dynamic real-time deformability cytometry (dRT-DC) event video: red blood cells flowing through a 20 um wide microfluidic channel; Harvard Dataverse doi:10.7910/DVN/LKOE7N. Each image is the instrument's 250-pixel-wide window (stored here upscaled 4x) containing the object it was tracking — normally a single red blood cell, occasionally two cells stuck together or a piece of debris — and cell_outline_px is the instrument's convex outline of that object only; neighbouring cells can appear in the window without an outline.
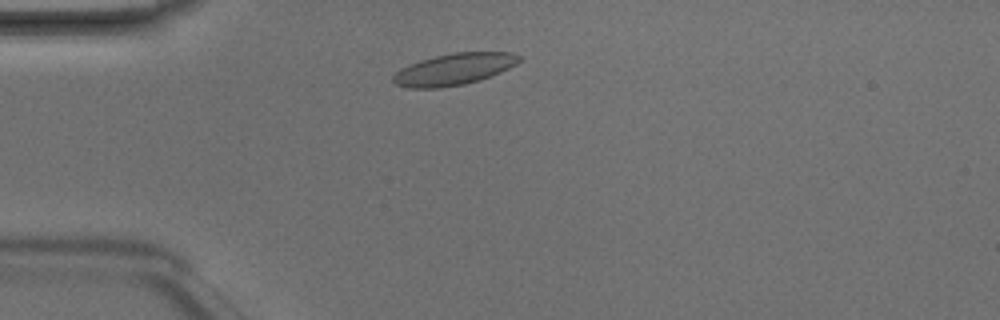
{"species": "Egyptian fruit bat (a non-hibernating species)", "species_latin": "Rousettus aegyptiacus", "temperature_condition": "room temperature", "stored_images_in_passage": 3, "camera_frame_rate_fps": 3000, "um_per_image_px": 0.085, "animal": {"sex": "male"}, "frame": {"image": 1, "passage_image": 2, "time_ms": 0.333, "image_size_px": [1000, 320], "cell_outline_px": [[524, 56], [516, 64], [492, 76], [480, 80], [464, 84], [440, 88], [408, 88], [396, 84], [392, 80], [392, 76], [400, 68], [420, 60], [436, 56], [456, 52], [512, 52]], "centroid_in_image_um": [38.6, 5.88], "position_along_channel_um": 46.4, "area_um2": 23.29}}